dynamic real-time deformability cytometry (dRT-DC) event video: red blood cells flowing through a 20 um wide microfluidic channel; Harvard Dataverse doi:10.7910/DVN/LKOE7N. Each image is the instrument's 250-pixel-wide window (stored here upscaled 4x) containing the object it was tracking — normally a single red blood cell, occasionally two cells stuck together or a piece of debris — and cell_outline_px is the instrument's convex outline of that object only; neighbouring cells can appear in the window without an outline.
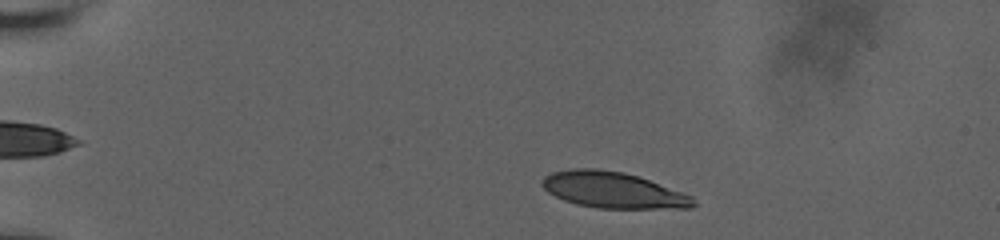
{"species": "human", "species_latin": "Homo sapiens", "temperature_condition": "room temperature", "stored_images_in_passage": 51, "camera_frame_rate_fps": 3000, "um_per_image_px": 0.085, "donor": {"sex": "male"}, "frame": {"image": 1, "passage_image": 6, "time_ms": 1.667, "image_size_px": [1000, 240], "cell_outline_px": [[696, 204], [692, 208], [600, 208], [576, 204], [564, 200], [548, 192], [540, 184], [540, 180], [544, 176], [552, 172], [572, 168], [596, 168], [624, 172], [648, 180], [692, 196]], "centroid_in_image_um": [52.06, 16.15], "position_along_channel_um": 32.9, "area_um2": 31.62}}
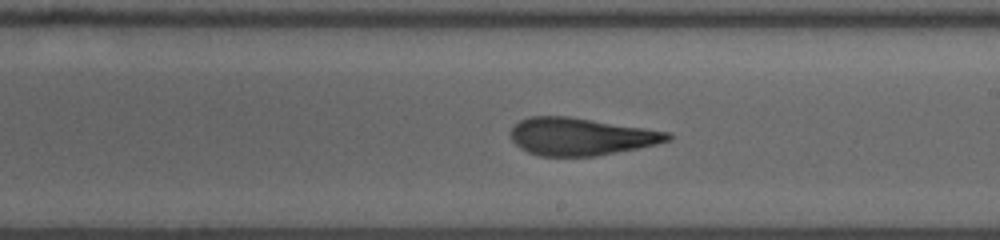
{"frame": {"image": 2, "passage_image": 29, "time_ms": 9.333, "image_size_px": [1000, 240], "cell_outline_px": [[672, 140], [640, 148], [596, 156], [540, 156], [528, 152], [520, 148], [512, 140], [508, 132], [520, 120], [532, 116], [568, 116], [672, 132]], "centroid_in_image_um": [49.39, 11.61], "position_along_channel_um": 239.6, "area_um2": 34.51}}
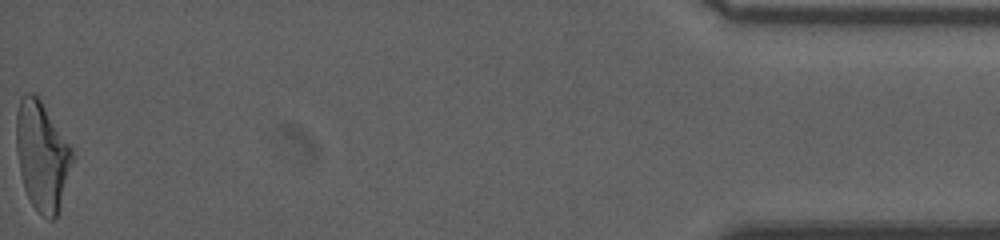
{"frame": {"image": 3, "passage_image": 51, "time_ms": 16.667, "image_size_px": [1000, 240], "cell_outline_px": [[72, 160], [60, 208], [56, 216], [52, 220], [48, 220], [36, 212], [24, 188], [20, 172], [16, 152], [16, 112], [20, 96], [24, 92], [32, 92], [40, 100], [72, 148]], "centroid_in_image_um": [3.53, 13.25], "position_along_channel_um": 431.7, "area_um2": 35.43}, "authors_computed_cell_mechanics": {"area_um2": 34.391, "velocity_mm_per_s": 3.7906, "shape_relaxation_time_tau1_ms": 6.1882, "shape_relaxation_time_tau2_ms": 1.7665, "deformation_change_tau1": 0.2118, "deformation_change_tau2": 0.1038}}